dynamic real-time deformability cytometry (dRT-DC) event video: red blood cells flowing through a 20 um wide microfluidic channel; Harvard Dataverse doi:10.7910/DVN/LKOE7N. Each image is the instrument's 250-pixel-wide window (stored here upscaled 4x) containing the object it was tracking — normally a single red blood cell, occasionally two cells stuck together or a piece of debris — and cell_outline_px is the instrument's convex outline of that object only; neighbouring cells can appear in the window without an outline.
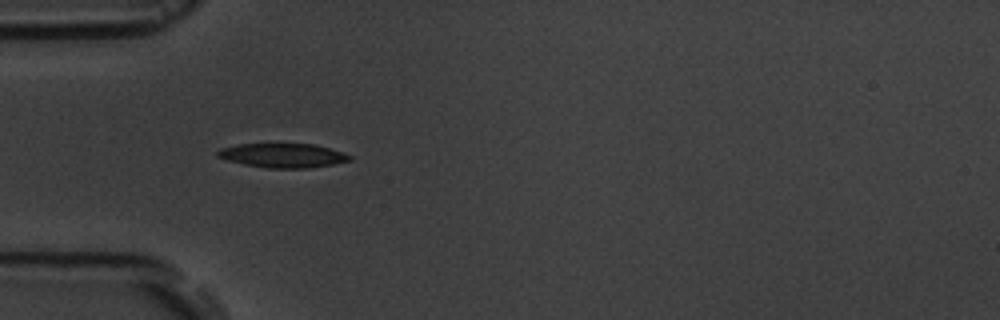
{"species": "common noctule bat (a hibernating species)", "species_latin": "Nyctalus noctula", "temperature_condition": "room temperature", "stored_images_in_passage": 10, "camera_frame_rate_fps": 3000, "um_per_image_px": 0.085, "animal": {"sex": "male", "body_mass_g": 19.5, "forearm_length_mm": 54.6}, "frame": {"image": 1, "passage_image": 5, "time_ms": 5.333, "image_size_px": [1000, 320], "cell_outline_px": [[352, 160], [332, 164], [308, 168], [268, 168], [244, 164], [228, 160], [216, 156], [216, 152], [220, 148], [236, 144], [316, 144], [344, 152], [352, 156]], "centroid_in_image_um": [24.05, 13.21], "position_along_channel_um": 60.9, "area_um2": 18.67}}
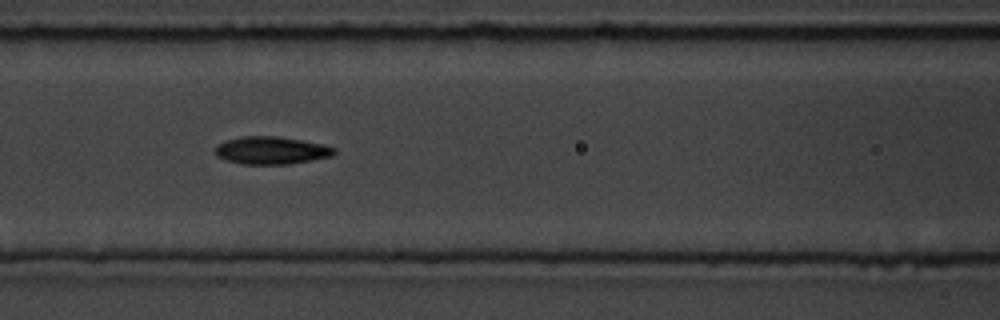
{"frame": {"image": 2, "passage_image": 7, "time_ms": 7.667, "image_size_px": [1000, 320], "cell_outline_px": [[336, 152], [332, 156], [312, 160], [288, 164], [240, 164], [224, 160], [216, 156], [216, 144], [224, 140], [240, 136], [276, 136], [324, 144], [336, 148]], "centroid_in_image_um": [23.03, 12.78], "position_along_channel_um": 143.6, "area_um2": 19.36}}
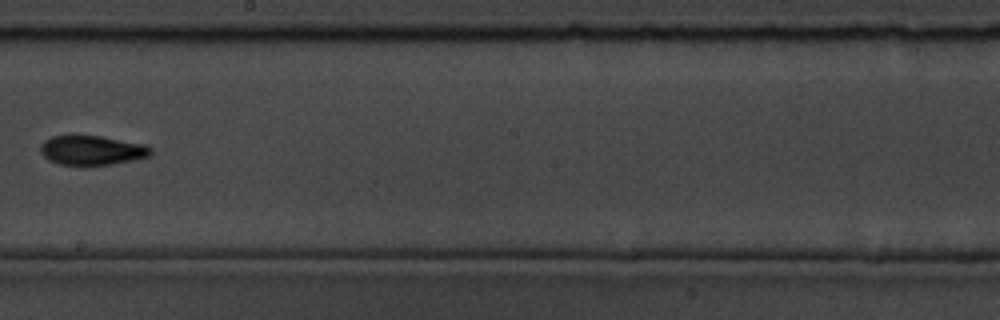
{"frame": {"image": 3, "passage_image": 9, "time_ms": 10.333, "image_size_px": [1000, 320], "cell_outline_px": [[152, 152], [148, 156], [132, 160], [112, 164], [60, 164], [48, 160], [40, 152], [40, 144], [44, 140], [52, 136], [100, 136], [144, 144], [152, 148]], "centroid_in_image_um": [7.79, 12.76], "position_along_channel_um": 240.4, "area_um2": 18.61}}